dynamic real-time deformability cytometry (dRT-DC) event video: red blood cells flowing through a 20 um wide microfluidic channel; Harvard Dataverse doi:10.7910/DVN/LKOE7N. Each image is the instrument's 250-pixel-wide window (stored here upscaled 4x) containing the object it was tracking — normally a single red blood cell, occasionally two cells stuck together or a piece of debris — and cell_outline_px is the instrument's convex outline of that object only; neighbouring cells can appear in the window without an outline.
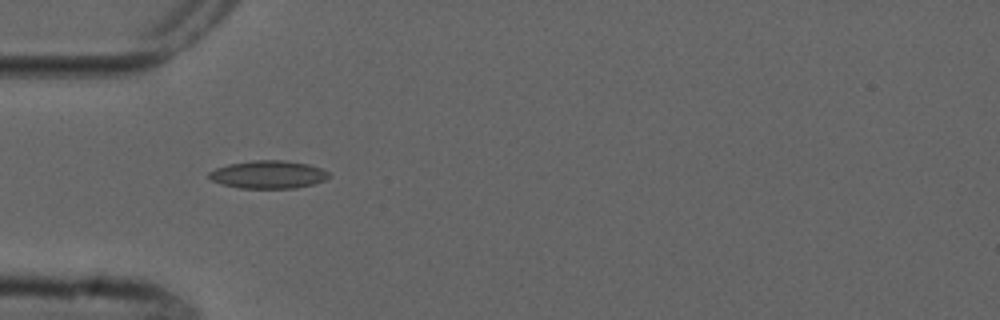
{"species": "common noctule bat (a hibernating species)", "species_latin": "Nyctalus noctula", "temperature_condition": "cold", "stored_images_in_passage": 2, "camera_frame_rate_fps": 3000, "um_per_image_px": 0.085, "animal": {"sex": "male", "forearm_length_mm": 52.5}, "frame": {"image": 1, "passage_image": 1, "time_ms": 0.0, "image_size_px": [1000, 320], "cell_outline_px": [[332, 176], [324, 180], [312, 184], [296, 188], [240, 188], [220, 184], [212, 180], [208, 176], [208, 172], [216, 168], [228, 164], [252, 160], [284, 160], [308, 164], [320, 168], [328, 172]], "centroid_in_image_um": [22.79, 14.83], "position_along_channel_um": 62.2, "area_um2": 19.54}}
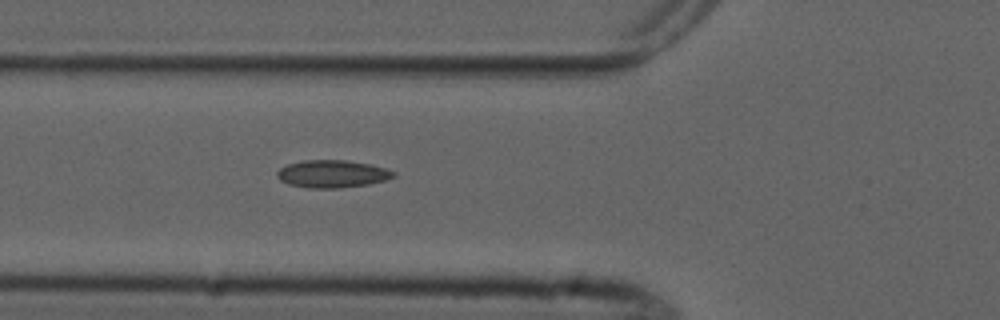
{"frame": {"image": 2, "passage_image": 2, "time_ms": 1.0, "image_size_px": [1000, 320], "cell_outline_px": [[396, 176], [384, 180], [368, 184], [340, 188], [308, 188], [288, 184], [280, 180], [276, 176], [276, 172], [280, 168], [288, 164], [304, 160], [344, 160], [368, 164], [384, 168], [396, 172]], "centroid_in_image_um": [28.21, 14.78], "position_along_channel_um": 97.6, "area_um2": 18.61}}